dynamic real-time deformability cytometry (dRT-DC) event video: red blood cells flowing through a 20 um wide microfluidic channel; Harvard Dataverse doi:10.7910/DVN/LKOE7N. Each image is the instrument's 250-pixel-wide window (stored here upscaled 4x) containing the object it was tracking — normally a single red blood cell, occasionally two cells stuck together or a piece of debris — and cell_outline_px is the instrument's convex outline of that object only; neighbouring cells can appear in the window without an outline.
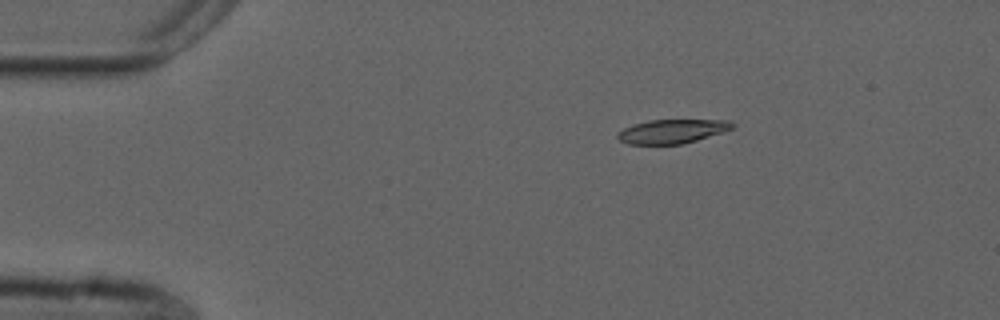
{"species": "common noctule bat (a hibernating species)", "species_latin": "Nyctalus noctula", "temperature_condition": "cold", "stored_images_in_passage": 6, "camera_frame_rate_fps": 3000, "um_per_image_px": 0.085, "animal": {"sex": "male", "forearm_length_mm": 52.5}, "frame": {"image": 1, "passage_image": 3, "time_ms": 0.667, "image_size_px": [1000, 320], "cell_outline_px": [[736, 124], [732, 128], [724, 132], [684, 144], [628, 144], [620, 140], [616, 136], [624, 128], [632, 124], [648, 120], [728, 120]], "centroid_in_image_um": [57.15, 11.16], "position_along_channel_um": 27.8, "area_um2": 16.07}}
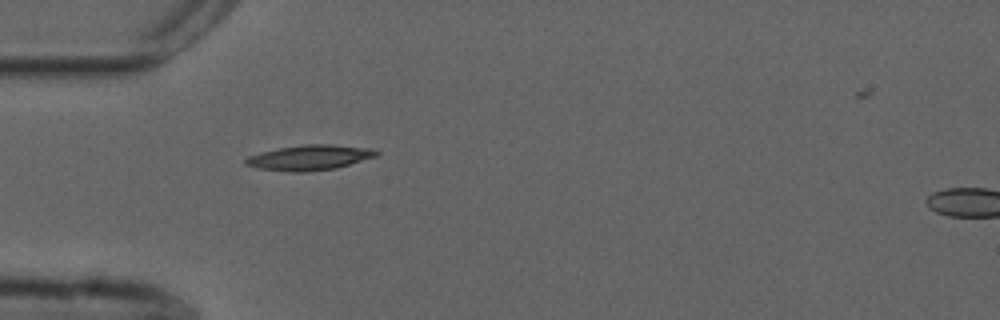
{"frame": {"image": 2, "passage_image": 5, "time_ms": 1.333, "image_size_px": [1000, 320], "cell_outline_px": [[380, 152], [376, 156], [336, 168], [308, 172], [288, 172], [260, 168], [244, 164], [244, 160], [248, 156], [260, 152], [280, 148], [304, 144], [332, 144], [376, 148]], "centroid_in_image_um": [26.35, 13.38], "position_along_channel_um": 58.7, "area_um2": 19.31}}